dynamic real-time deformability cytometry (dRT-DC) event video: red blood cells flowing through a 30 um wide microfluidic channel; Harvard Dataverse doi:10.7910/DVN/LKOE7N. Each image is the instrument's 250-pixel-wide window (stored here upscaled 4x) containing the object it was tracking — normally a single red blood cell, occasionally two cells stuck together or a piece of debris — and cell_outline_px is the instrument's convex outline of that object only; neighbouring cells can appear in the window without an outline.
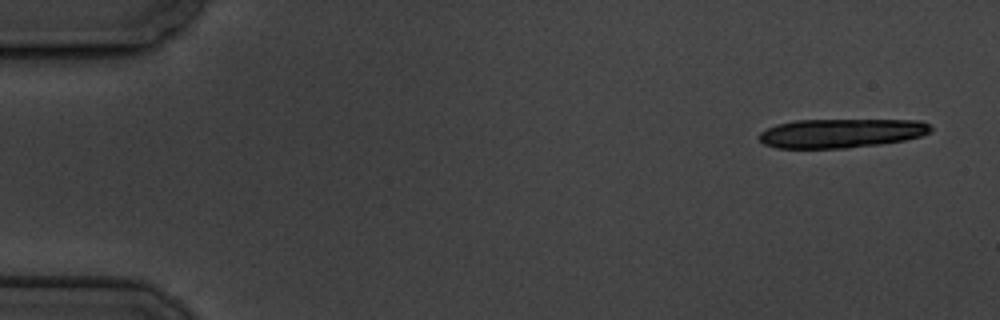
{"species": "common noctule bat (a hibernating species)", "species_latin": "Nyctalus noctula", "temperature_condition": "cold", "stored_images_in_passage": 7, "segment_of_instrument_passage": [1, 2], "camera_frame_rate_fps": 3000, "um_per_image_px": 0.085, "animal": {"sex": "male", "body_mass_g": 19.5, "forearm_length_mm": 54.6}, "frame": {"image": 1, "passage_image": 1, "time_ms": 0.0, "image_size_px": [1000, 320], "cell_outline_px": [[932, 132], [920, 136], [904, 140], [880, 144], [844, 148], [776, 148], [764, 144], [760, 140], [760, 132], [776, 124], [796, 120], [920, 120], [928, 124], [932, 128]], "centroid_in_image_um": [71.5, 11.32], "position_along_channel_um": 13.5, "area_um2": 29.02}}